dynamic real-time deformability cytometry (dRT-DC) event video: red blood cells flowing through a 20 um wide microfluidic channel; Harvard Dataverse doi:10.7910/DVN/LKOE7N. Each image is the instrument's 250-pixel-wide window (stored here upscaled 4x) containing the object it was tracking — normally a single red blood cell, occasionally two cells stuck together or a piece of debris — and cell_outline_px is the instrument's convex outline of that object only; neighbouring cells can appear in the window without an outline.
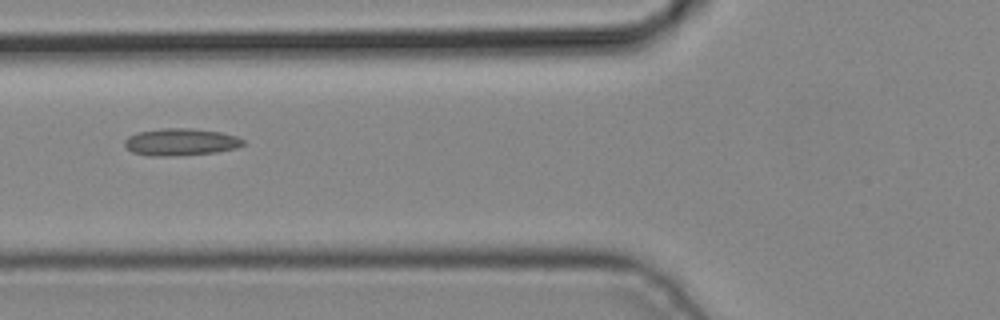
{"species": "common noctule bat (a hibernating species)", "species_latin": "Nyctalus noctula", "temperature_condition": "cold", "stored_images_in_passage": 2, "camera_frame_rate_fps": 3000, "um_per_image_px": 0.085, "animal": {"sex": "male", "body_mass_g": 19.2, "forearm_length_mm": 51.8}, "frame": {"image": 1, "passage_image": 2, "time_ms": 0.333, "image_size_px": [1000, 320], "cell_outline_px": [[244, 144], [236, 148], [216, 152], [172, 156], [148, 156], [132, 152], [124, 144], [124, 140], [128, 136], [136, 132], [160, 128], [188, 128], [220, 132], [236, 136], [244, 140]], "centroid_in_image_um": [15.32, 12.07], "position_along_channel_um": 110.5, "area_um2": 18.79}}